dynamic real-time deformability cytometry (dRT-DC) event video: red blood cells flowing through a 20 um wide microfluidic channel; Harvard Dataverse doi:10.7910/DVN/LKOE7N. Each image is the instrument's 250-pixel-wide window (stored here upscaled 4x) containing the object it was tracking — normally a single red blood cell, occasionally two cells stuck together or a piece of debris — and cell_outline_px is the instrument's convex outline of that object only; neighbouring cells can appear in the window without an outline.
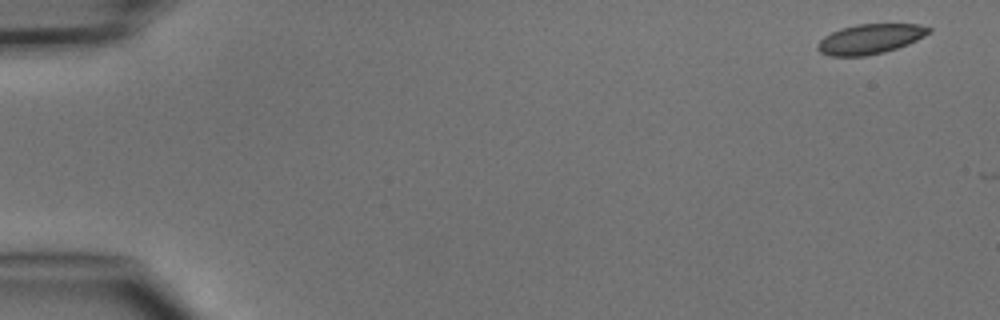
{"species": "common noctule bat (a hibernating species)", "species_latin": "Nyctalus noctula", "temperature_condition": "cold", "stored_images_in_passage": 5, "camera_frame_rate_fps": 3000, "um_per_image_px": 0.085, "animal": {"sex": "male", "body_mass_g": 15.6}, "frame": {"image": 1, "passage_image": 1, "time_ms": 0.0, "image_size_px": [1000, 320], "cell_outline_px": [[932, 32], [908, 44], [884, 52], [864, 56], [828, 56], [820, 52], [816, 48], [816, 44], [824, 36], [840, 28], [856, 24], [920, 24], [932, 28]], "centroid_in_image_um": [73.95, 3.31], "position_along_channel_um": 11.1, "area_um2": 19.48}}
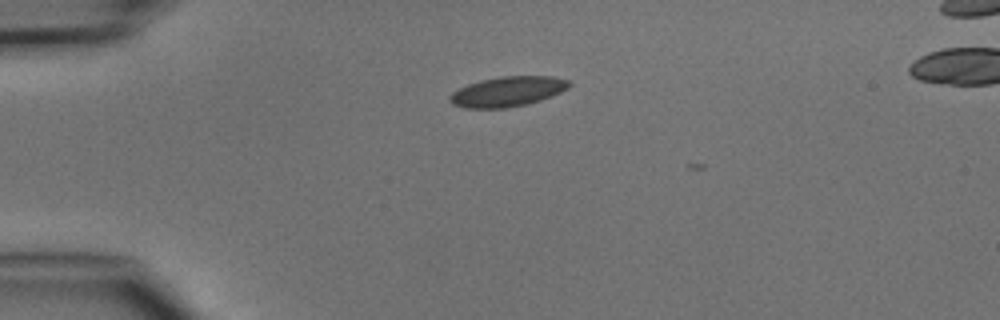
{"frame": {"image": 2, "passage_image": 4, "time_ms": 3.333, "image_size_px": [1000, 320], "cell_outline_px": [[572, 84], [568, 88], [552, 96], [528, 104], [504, 108], [464, 108], [452, 104], [448, 100], [448, 96], [452, 92], [468, 84], [480, 80], [500, 76], [552, 76], [572, 80]], "centroid_in_image_um": [43.16, 7.77], "position_along_channel_um": 41.8, "area_um2": 21.1}}